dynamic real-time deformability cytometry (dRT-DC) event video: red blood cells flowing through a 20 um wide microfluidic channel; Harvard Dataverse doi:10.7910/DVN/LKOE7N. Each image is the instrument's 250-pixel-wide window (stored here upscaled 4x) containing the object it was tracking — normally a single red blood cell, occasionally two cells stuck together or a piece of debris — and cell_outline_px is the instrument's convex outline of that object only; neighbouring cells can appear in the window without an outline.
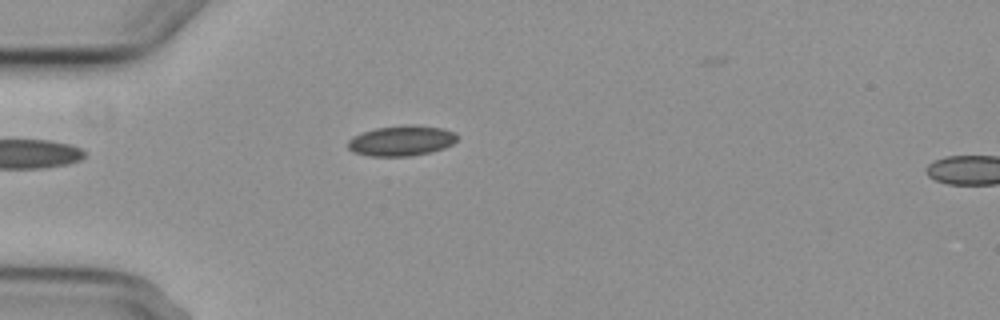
{"species": "common noctule bat (a hibernating species)", "species_latin": "Nyctalus noctula", "temperature_condition": "cold", "stored_images_in_passage": 5, "camera_frame_rate_fps": 3000, "um_per_image_px": 0.085, "animal": {"sex": "female", "body_mass_g": 29.2, "forearm_length_mm": 56.3}, "frame": {"image": 1, "passage_image": 5, "time_ms": 4.667, "image_size_px": [1000, 320], "cell_outline_px": [[456, 140], [452, 144], [444, 148], [432, 152], [408, 156], [368, 156], [352, 152], [348, 148], [348, 140], [352, 136], [376, 128], [404, 124], [416, 124], [444, 128], [456, 132]], "centroid_in_image_um": [34.13, 11.95], "position_along_channel_um": 50.9, "area_um2": 19.59}}